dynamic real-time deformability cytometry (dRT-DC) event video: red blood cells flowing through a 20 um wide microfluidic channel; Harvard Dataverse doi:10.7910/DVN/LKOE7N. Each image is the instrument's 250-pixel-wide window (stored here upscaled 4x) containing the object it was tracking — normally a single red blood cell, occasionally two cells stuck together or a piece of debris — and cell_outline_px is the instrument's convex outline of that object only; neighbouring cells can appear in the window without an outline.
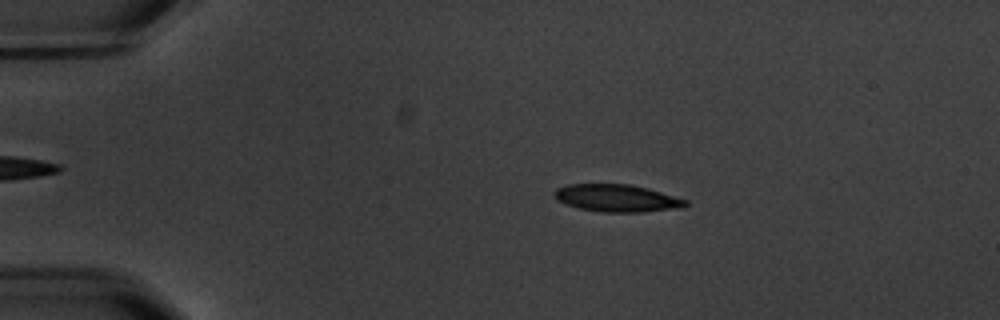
{"species": "common noctule bat (a hibernating species)", "species_latin": "Nyctalus noctula", "temperature_condition": "warm", "stored_images_in_passage": 4, "camera_frame_rate_fps": 3000, "um_per_image_px": 0.085, "animal": {"sex": "male", "body_mass_g": 20.1, "forearm_length_mm": 53.5}, "frame": {"image": 1, "passage_image": 3, "time_ms": 2.333, "image_size_px": [1000, 320], "cell_outline_px": [[688, 204], [684, 208], [644, 212], [600, 212], [580, 208], [564, 204], [556, 200], [552, 192], [556, 188], [568, 184], [632, 184], [648, 188], [688, 200]], "centroid_in_image_um": [52.44, 16.84], "position_along_channel_um": 32.6, "area_um2": 21.27}}